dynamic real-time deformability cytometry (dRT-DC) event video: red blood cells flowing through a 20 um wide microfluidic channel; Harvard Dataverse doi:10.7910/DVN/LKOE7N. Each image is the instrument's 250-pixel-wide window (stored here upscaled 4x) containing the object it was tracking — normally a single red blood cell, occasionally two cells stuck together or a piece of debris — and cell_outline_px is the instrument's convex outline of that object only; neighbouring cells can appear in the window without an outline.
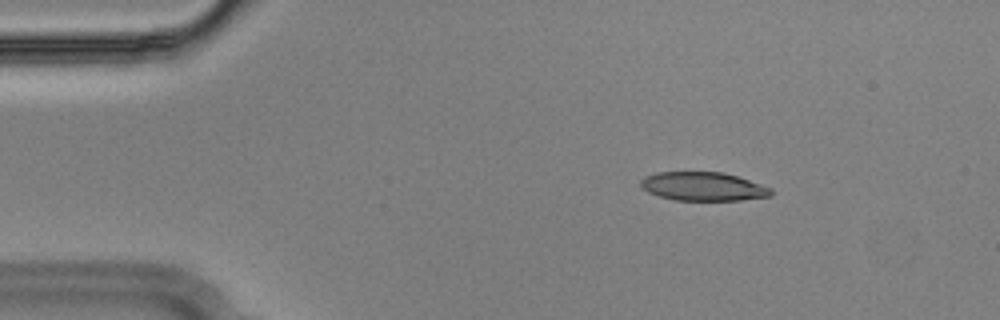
{"species": "Egyptian fruit bat (a non-hibernating species)", "species_latin": "Rousettus aegyptiacus", "temperature_condition": "cold", "stored_images_in_passage": 53, "camera_frame_rate_fps": 3000, "um_per_image_px": 0.085, "animal": {"sex": "male"}, "frame": {"image": 1, "passage_image": 7, "time_ms": 2.0, "image_size_px": [1000, 320], "cell_outline_px": [[772, 196], [740, 200], [672, 200], [648, 192], [640, 184], [640, 180], [644, 176], [656, 172], [724, 172], [772, 188]], "centroid_in_image_um": [59.76, 15.85], "position_along_channel_um": 25.2, "area_um2": 21.73}}
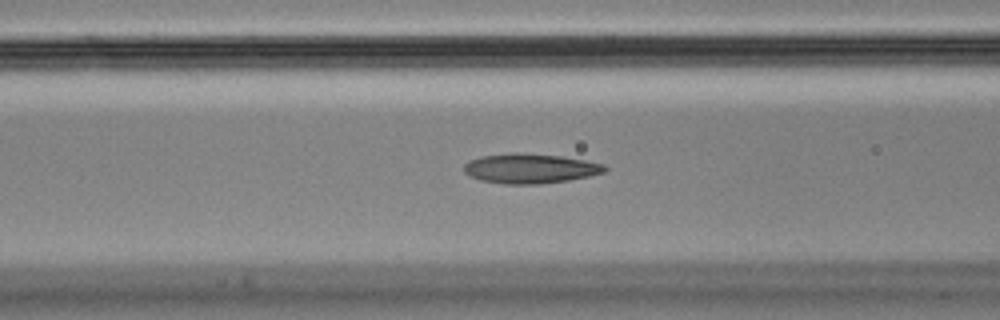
{"frame": {"image": 2, "passage_image": 20, "time_ms": 6.333, "image_size_px": [1000, 320], "cell_outline_px": [[608, 168], [604, 172], [588, 176], [568, 180], [540, 184], [504, 184], [480, 180], [468, 176], [464, 172], [464, 164], [468, 160], [484, 156], [512, 152], [516, 152], [564, 156], [604, 164]], "centroid_in_image_um": [45.04, 14.32], "position_along_channel_um": 121.6, "area_um2": 24.51}}
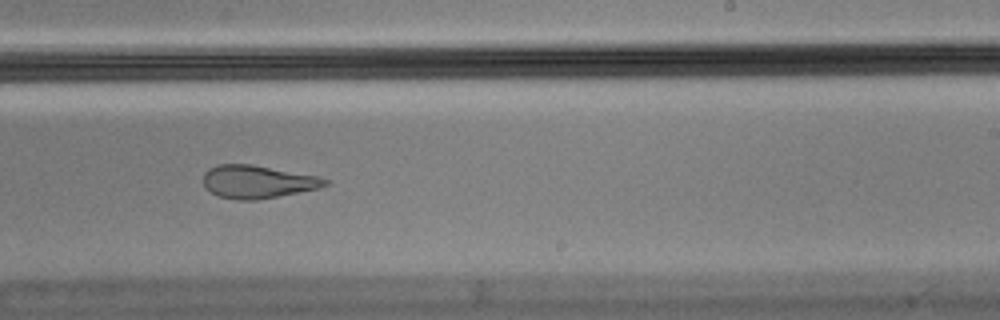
{"frame": {"image": 3, "passage_image": 32, "time_ms": 10.333, "image_size_px": [1000, 320], "cell_outline_px": [[328, 184], [320, 188], [256, 200], [236, 200], [220, 196], [204, 188], [204, 172], [208, 168], [216, 164], [252, 164], [316, 176], [328, 180]], "centroid_in_image_um": [21.85, 15.44], "position_along_channel_um": 267.2, "area_um2": 23.24}, "authors_computed_cell_mechanics": {"area_um2": 23.6402, "velocity_mm_per_s": 3.6455, "shape_relaxation_time_tau1_ms": null, "shape_relaxation_time_tau2_ms": 2.8357, "deformation_change_tau1": null, "deformation_change_tau2": 0.1163}}